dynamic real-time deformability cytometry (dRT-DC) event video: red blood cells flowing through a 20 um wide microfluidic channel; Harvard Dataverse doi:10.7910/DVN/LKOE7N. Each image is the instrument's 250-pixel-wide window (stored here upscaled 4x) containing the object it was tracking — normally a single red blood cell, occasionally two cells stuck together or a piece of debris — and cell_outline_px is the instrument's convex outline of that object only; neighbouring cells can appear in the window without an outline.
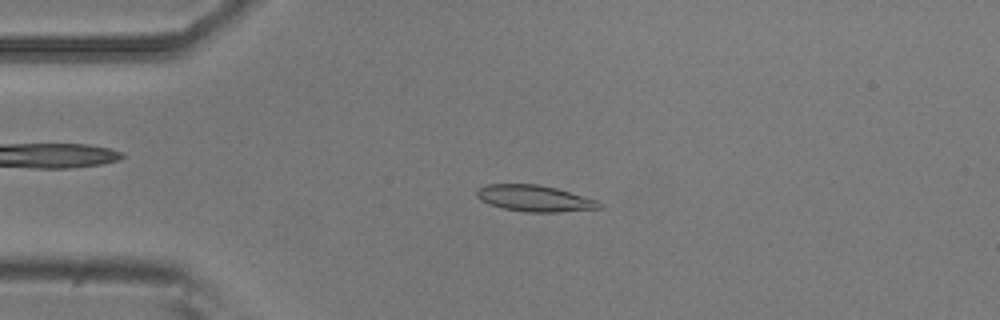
{"species": "common noctule bat (a hibernating species)", "species_latin": "Nyctalus noctula", "temperature_condition": "room temperature", "stored_images_in_passage": 52, "camera_frame_rate_fps": 3000, "um_per_image_px": 0.085, "animal": {"sex": "male", "body_mass_g": 20.5, "forearm_length_mm": 52.5}, "frame": {"image": 1, "passage_image": 11, "time_ms": 3.333, "image_size_px": [1000, 320], "cell_outline_px": [[604, 208], [560, 212], [524, 212], [504, 208], [488, 204], [480, 200], [476, 196], [476, 192], [480, 188], [488, 184], [536, 184], [556, 188], [596, 200], [604, 204]], "centroid_in_image_um": [45.46, 16.87], "position_along_channel_um": 39.5, "area_um2": 18.79}}
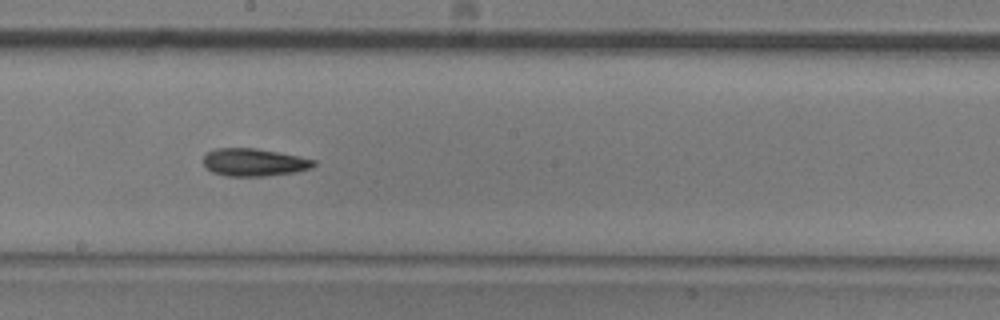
{"frame": {"image": 2, "passage_image": 28, "time_ms": 9.0, "image_size_px": [1000, 320], "cell_outline_px": [[316, 164], [312, 168], [296, 172], [264, 176], [228, 176], [212, 172], [204, 164], [204, 156], [208, 152], [216, 148], [256, 148], [316, 160]], "centroid_in_image_um": [21.6, 13.8], "position_along_channel_um": 226.6, "area_um2": 17.63}}
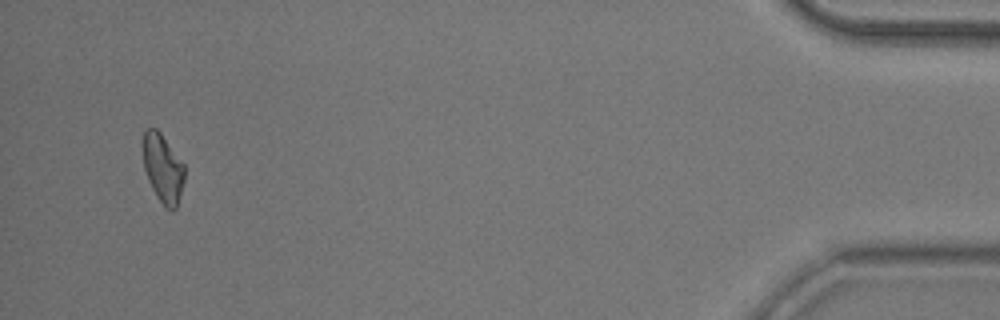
{"frame": {"image": 3, "passage_image": 50, "time_ms": 16.333, "image_size_px": [1000, 320], "cell_outline_px": [[184, 180], [176, 208], [172, 212], [160, 200], [152, 188], [148, 180], [144, 168], [140, 144], [144, 132], [148, 128], [156, 128], [160, 132], [184, 164]], "centroid_in_image_um": [13.8, 14.25], "position_along_channel_um": 421.4, "area_um2": 16.65}, "authors_computed_cell_mechanics": {"area_um2": 17.629, "velocity_mm_per_s": 3.7418, "shape_relaxation_time_tau1_ms": 7.2255, "shape_relaxation_time_tau2_ms": null, "deformation_change_tau1": 0.1689, "deformation_change_tau2": null}}